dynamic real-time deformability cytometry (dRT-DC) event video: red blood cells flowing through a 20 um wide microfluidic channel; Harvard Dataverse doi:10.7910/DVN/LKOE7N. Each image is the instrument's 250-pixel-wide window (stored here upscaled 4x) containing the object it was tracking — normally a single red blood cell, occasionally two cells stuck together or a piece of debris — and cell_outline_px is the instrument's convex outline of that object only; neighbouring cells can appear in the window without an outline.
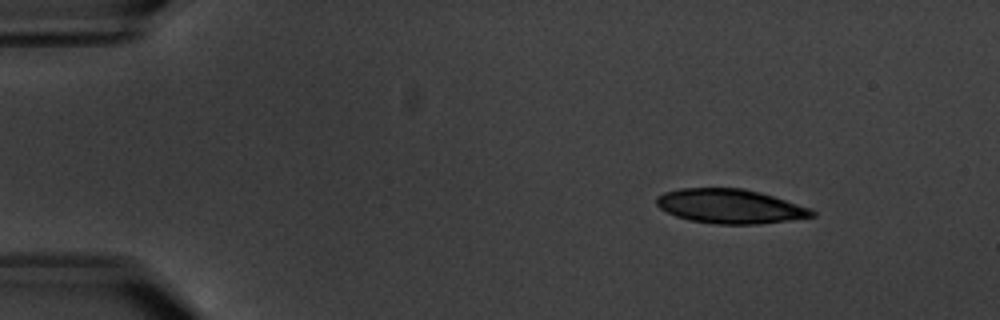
{"species": "common noctule bat (a hibernating species)", "species_latin": "Nyctalus noctula", "temperature_condition": "warm", "stored_images_in_passage": 5, "camera_frame_rate_fps": 3000, "um_per_image_px": 0.085, "animal": {"sex": "male", "body_mass_g": 20.1, "forearm_length_mm": 53.5}, "frame": {"image": 1, "passage_image": 2, "time_ms": 1.333, "image_size_px": [1000, 320], "cell_outline_px": [[816, 216], [788, 220], [756, 224], [716, 224], [692, 220], [676, 216], [660, 208], [656, 204], [656, 196], [664, 192], [680, 188], [744, 188], [760, 192], [812, 208], [816, 212]], "centroid_in_image_um": [62.07, 17.52], "position_along_channel_um": 22.9, "area_um2": 31.04}}